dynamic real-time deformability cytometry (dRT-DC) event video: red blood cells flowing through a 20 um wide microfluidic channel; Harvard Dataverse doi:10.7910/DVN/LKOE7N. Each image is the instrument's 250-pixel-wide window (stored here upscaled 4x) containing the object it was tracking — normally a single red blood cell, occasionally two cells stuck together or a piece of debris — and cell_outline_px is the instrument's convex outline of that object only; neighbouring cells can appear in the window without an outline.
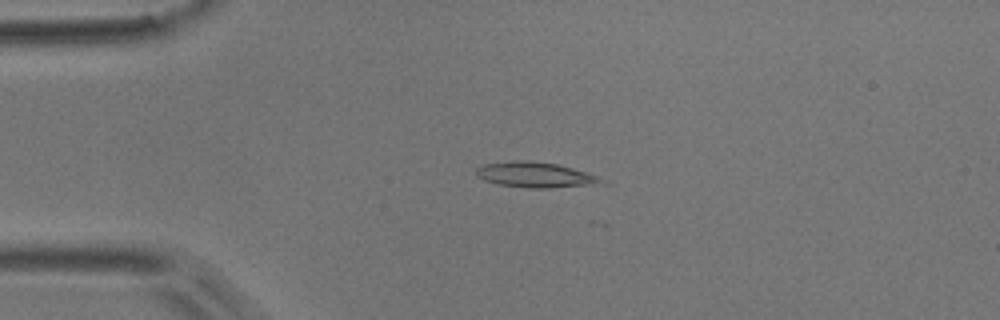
{"species": "common noctule bat (a hibernating species)", "species_latin": "Nyctalus noctula", "temperature_condition": "room temperature", "stored_images_in_passage": 5, "camera_frame_rate_fps": 3000, "um_per_image_px": 0.085, "animal": {"sex": "male", "body_mass_g": 17.9}, "frame": {"image": 1, "passage_image": 4, "time_ms": 1.0, "image_size_px": [1000, 320], "cell_outline_px": [[604, 184], [552, 188], [528, 188], [500, 184], [484, 180], [476, 176], [476, 168], [484, 164], [516, 160], [528, 160], [556, 164], [572, 168], [596, 176], [604, 180]], "centroid_in_image_um": [45.49, 14.87], "position_along_channel_um": 39.5, "area_um2": 18.44}}